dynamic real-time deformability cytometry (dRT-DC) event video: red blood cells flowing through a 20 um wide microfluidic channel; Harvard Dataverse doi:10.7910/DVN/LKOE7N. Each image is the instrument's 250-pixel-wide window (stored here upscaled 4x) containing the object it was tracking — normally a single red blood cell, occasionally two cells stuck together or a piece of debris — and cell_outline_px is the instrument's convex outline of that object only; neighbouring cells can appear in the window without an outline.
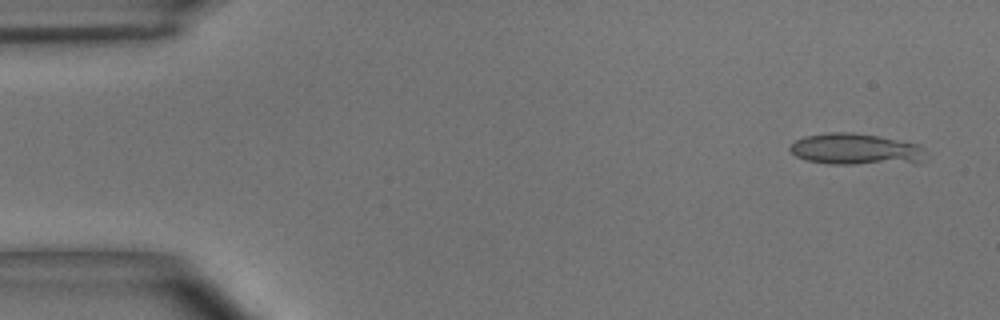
{"species": "common noctule bat (a hibernating species)", "species_latin": "Nyctalus noctula", "temperature_condition": "room temperature", "stored_images_in_passage": 5, "camera_frame_rate_fps": 3000, "um_per_image_px": 0.085, "animal": {"sex": "male", "body_mass_g": 15.6}, "frame": {"image": 1, "passage_image": 1, "time_ms": 0.0, "image_size_px": [1000, 320], "cell_outline_px": [[928, 160], [920, 164], [828, 164], [808, 160], [796, 156], [788, 148], [796, 140], [804, 136], [828, 132], [852, 132], [876, 136], [920, 144], [928, 152]], "centroid_in_image_um": [72.89, 12.71], "position_along_channel_um": 12.1, "area_um2": 25.55}}